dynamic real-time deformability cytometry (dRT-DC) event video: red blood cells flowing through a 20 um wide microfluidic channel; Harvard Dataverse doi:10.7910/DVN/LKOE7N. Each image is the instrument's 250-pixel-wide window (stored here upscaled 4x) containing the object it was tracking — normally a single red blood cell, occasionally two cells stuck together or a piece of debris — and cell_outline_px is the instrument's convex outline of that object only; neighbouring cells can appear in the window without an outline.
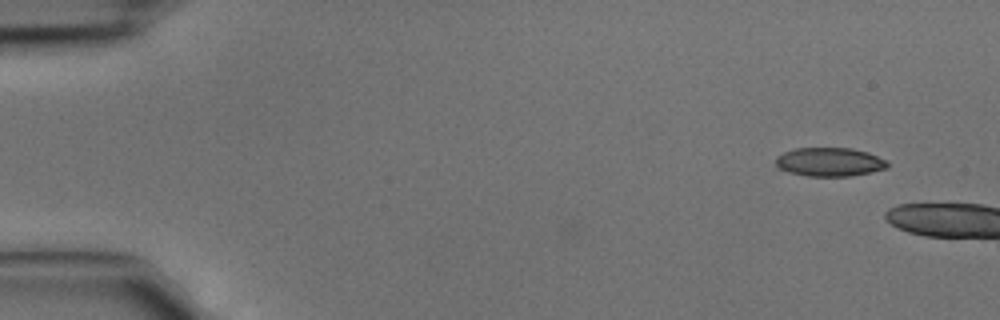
{"species": "common noctule bat (a hibernating species)", "species_latin": "Nyctalus noctula", "temperature_condition": "cold", "stored_images_in_passage": 2, "camera_frame_rate_fps": 3000, "um_per_image_px": 0.085, "animal": {"sex": "male", "body_mass_g": 15.6}, "frame": {"image": 1, "passage_image": 1, "time_ms": 0.0, "image_size_px": [1000, 320], "cell_outline_px": [[888, 168], [872, 172], [848, 176], [808, 176], [788, 172], [780, 168], [776, 164], [776, 156], [784, 152], [796, 148], [852, 148], [868, 152], [888, 160]], "centroid_in_image_um": [70.55, 13.76], "position_along_channel_um": 14.5, "area_um2": 18.79}}